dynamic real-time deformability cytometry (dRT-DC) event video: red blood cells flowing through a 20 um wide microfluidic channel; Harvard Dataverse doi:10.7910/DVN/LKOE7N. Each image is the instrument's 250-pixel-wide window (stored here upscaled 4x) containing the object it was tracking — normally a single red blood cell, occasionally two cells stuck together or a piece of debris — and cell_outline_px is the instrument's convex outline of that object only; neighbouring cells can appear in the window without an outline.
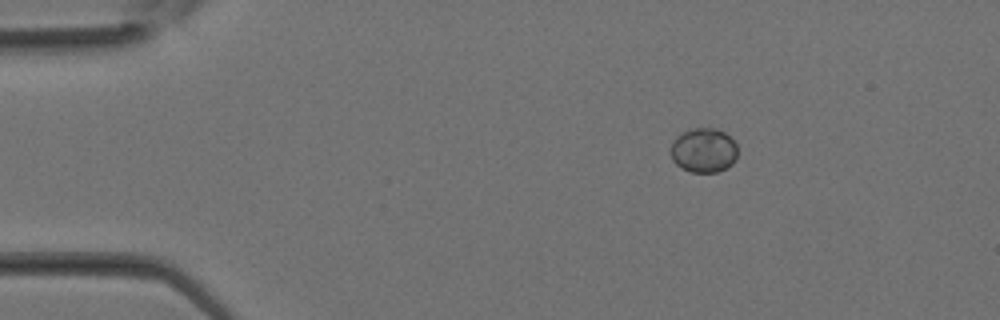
{"species": "Egyptian fruit bat (a non-hibernating species)", "species_latin": "Rousettus aegyptiacus", "temperature_condition": "room temperature", "stored_images_in_passage": 29, "camera_frame_rate_fps": 3000, "um_per_image_px": 0.085, "animal": {"sex": "female"}, "frame": {"image": 1, "passage_image": 1, "time_ms": 0.0, "image_size_px": [1000, 320], "cell_outline_px": [[736, 160], [728, 168], [716, 172], [692, 172], [680, 168], [672, 160], [672, 140], [676, 136], [692, 128], [716, 128], [724, 132], [736, 144]], "centroid_in_image_um": [59.81, 12.78], "position_along_channel_um": 25.2, "area_um2": 17.34}}
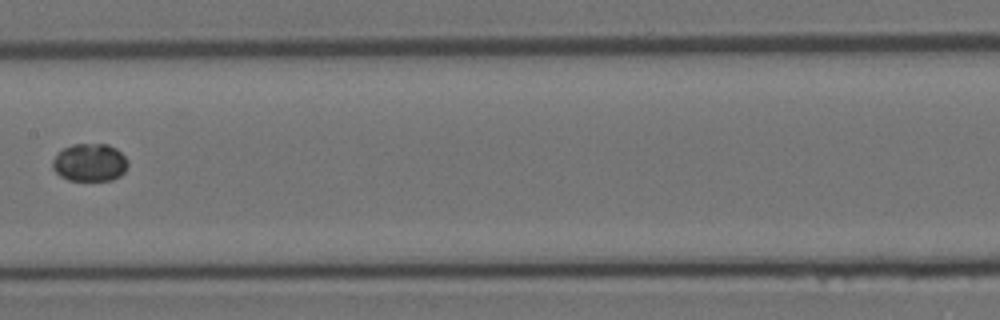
{"frame": {"image": 2, "passage_image": 13, "time_ms": 4.0, "image_size_px": [1000, 320], "cell_outline_px": [[128, 168], [120, 176], [112, 180], [68, 180], [60, 176], [52, 168], [52, 160], [64, 148], [72, 144], [108, 144], [116, 148], [128, 160]], "centroid_in_image_um": [7.65, 13.82], "position_along_channel_um": 199.8, "area_um2": 16.65}}
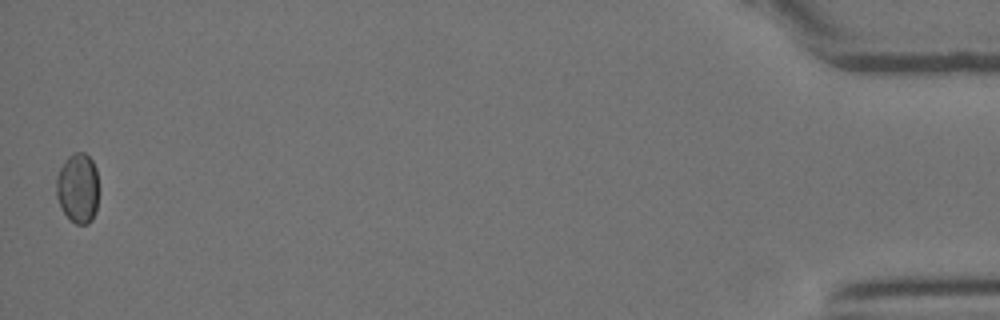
{"frame": {"image": 3, "passage_image": 29, "time_ms": 9.333, "image_size_px": [1000, 320], "cell_outline_px": [[100, 188], [96, 212], [92, 220], [88, 224], [76, 224], [64, 212], [56, 196], [56, 176], [60, 168], [68, 156], [72, 152], [84, 152], [92, 160], [96, 168]], "centroid_in_image_um": [6.66, 15.97], "position_along_channel_um": 428.5, "area_um2": 17.69}}